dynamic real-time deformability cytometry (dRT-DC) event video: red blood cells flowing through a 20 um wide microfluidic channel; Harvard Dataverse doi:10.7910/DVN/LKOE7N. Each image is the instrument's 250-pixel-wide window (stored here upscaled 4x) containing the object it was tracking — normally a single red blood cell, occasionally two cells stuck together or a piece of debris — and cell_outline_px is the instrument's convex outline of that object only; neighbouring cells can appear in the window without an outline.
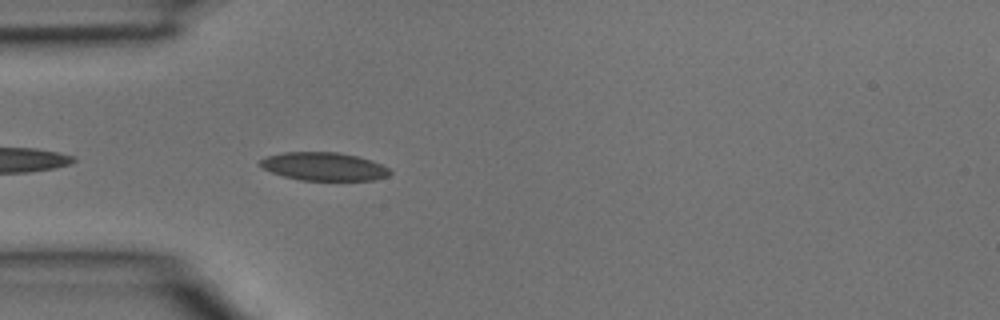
{"species": "common noctule bat (a hibernating species)", "species_latin": "Nyctalus noctula", "temperature_condition": "room temperature", "stored_images_in_passage": 2, "camera_frame_rate_fps": 3000, "um_per_image_px": 0.085, "animal": {"sex": "male", "body_mass_g": 15.6}, "frame": {"image": 1, "passage_image": 2, "time_ms": 0.333, "image_size_px": [1000, 320], "cell_outline_px": [[392, 172], [388, 176], [376, 180], [300, 180], [284, 176], [272, 172], [256, 164], [260, 160], [268, 156], [284, 152], [336, 152], [356, 156], [372, 160], [388, 168]], "centroid_in_image_um": [27.53, 14.15], "position_along_channel_um": 57.5, "area_um2": 21.27}}